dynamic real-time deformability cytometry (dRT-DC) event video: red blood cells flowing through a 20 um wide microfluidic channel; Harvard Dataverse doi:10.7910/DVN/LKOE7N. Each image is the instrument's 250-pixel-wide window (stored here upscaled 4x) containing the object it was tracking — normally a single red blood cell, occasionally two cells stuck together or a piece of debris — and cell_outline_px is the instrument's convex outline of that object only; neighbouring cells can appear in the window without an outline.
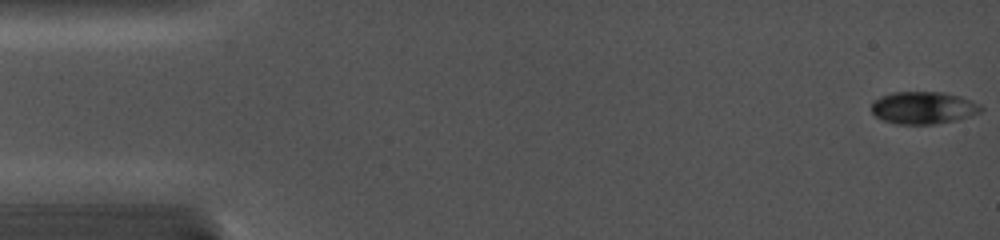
{"species": "common noctule bat (a hibernating species)", "species_latin": "Nyctalus noctula", "temperature_condition": "cold", "stored_images_in_passage": 40, "camera_frame_rate_fps": 5000, "um_per_image_px": 0.085, "animal": {"sex": "female", "body_mass_g": 19.0, "forearm_length_mm": 56.7}, "frame": {"image": 1, "passage_image": 1, "time_ms": 0.0, "image_size_px": [1000, 240], "cell_outline_px": [[984, 108], [980, 112], [956, 120], [936, 124], [896, 124], [884, 120], [876, 116], [872, 112], [872, 100], [880, 96], [892, 92], [944, 92], [960, 96], [980, 104]], "centroid_in_image_um": [78.47, 9.15], "position_along_channel_um": 6.5, "area_um2": 20.69}}
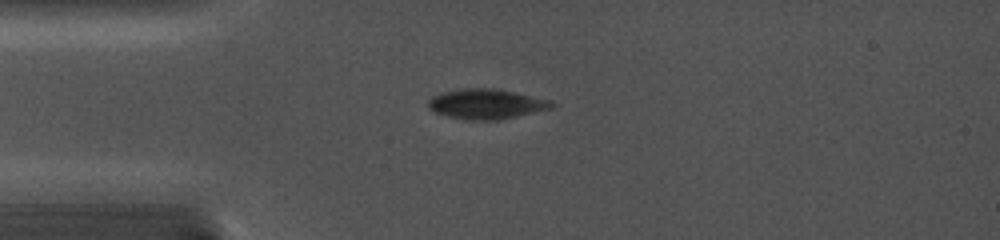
{"frame": {"image": 2, "passage_image": 30, "time_ms": 4.0, "image_size_px": [1000, 240], "cell_outline_px": [[556, 104], [552, 108], [500, 120], [472, 120], [448, 116], [436, 112], [428, 108], [428, 100], [432, 96], [440, 92], [460, 88], [492, 88], [552, 100]], "centroid_in_image_um": [41.32, 8.83], "position_along_channel_um": 43.7, "area_um2": 21.56}}
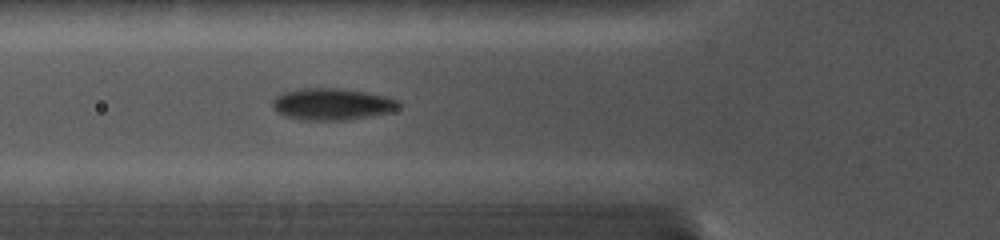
{"frame": {"image": 3, "passage_image": 39, "time_ms": 5.8, "image_size_px": [1000, 240], "cell_outline_px": [[404, 104], [392, 112], [348, 120], [304, 120], [284, 116], [276, 112], [272, 108], [272, 100], [276, 96], [284, 92], [300, 88], [340, 88], [364, 92], [384, 96], [400, 100]], "centroid_in_image_um": [28.23, 8.86], "position_along_channel_um": 97.6, "area_um2": 23.64}}